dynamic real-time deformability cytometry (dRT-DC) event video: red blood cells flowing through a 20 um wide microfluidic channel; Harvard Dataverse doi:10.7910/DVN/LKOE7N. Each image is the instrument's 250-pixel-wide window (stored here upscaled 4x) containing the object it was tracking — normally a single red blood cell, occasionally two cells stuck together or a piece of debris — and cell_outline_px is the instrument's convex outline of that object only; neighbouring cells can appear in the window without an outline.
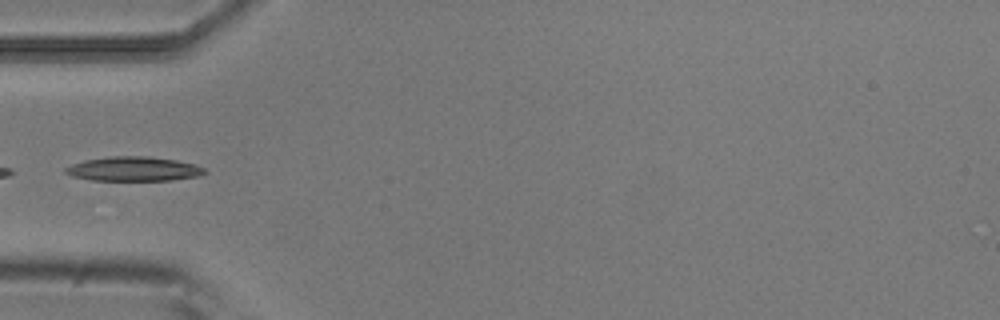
{"species": "common noctule bat (a hibernating species)", "species_latin": "Nyctalus noctula", "temperature_condition": "room temperature", "stored_images_in_passage": 4, "camera_frame_rate_fps": 3000, "um_per_image_px": 0.085, "animal": {"sex": "male", "body_mass_g": 20.5, "forearm_length_mm": 52.5}, "frame": {"image": 1, "passage_image": 4, "time_ms": 1.0, "image_size_px": [1000, 320], "cell_outline_px": [[208, 172], [200, 176], [172, 180], [92, 180], [72, 176], [64, 172], [64, 168], [72, 164], [84, 160], [112, 156], [148, 156], [176, 160], [196, 164], [204, 168]], "centroid_in_image_um": [11.39, 14.35], "position_along_channel_um": 73.6, "area_um2": 19.83}}